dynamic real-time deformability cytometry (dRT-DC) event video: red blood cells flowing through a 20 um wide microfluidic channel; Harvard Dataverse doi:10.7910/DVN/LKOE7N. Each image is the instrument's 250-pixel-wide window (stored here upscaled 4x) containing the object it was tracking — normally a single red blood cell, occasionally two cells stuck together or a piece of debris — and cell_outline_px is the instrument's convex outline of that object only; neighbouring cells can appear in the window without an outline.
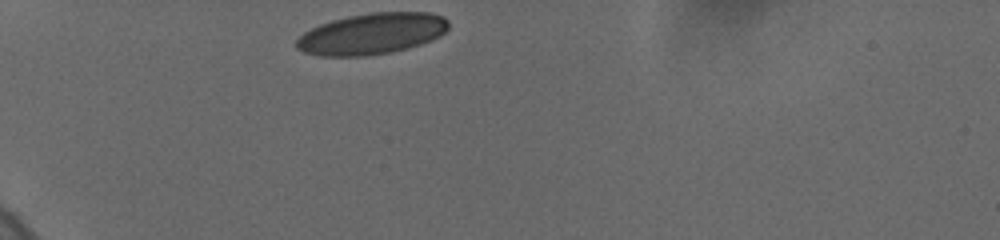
{"species": "human", "species_latin": "Homo sapiens", "temperature_condition": "cold", "stored_images_in_passage": 39, "camera_frame_rate_fps": 3000, "um_per_image_px": 0.085, "donor": {"sex": "female"}, "frame": {"image": 1, "passage_image": 1, "time_ms": 0.0, "image_size_px": [1000, 240], "cell_outline_px": [[448, 28], [440, 36], [432, 40], [408, 48], [392, 52], [368, 56], [320, 56], [304, 52], [296, 48], [296, 40], [304, 32], [320, 24], [332, 20], [348, 16], [368, 12], [432, 12], [444, 16], [448, 20]], "centroid_in_image_um": [31.62, 2.86], "position_along_channel_um": 53.4, "area_um2": 36.76}}
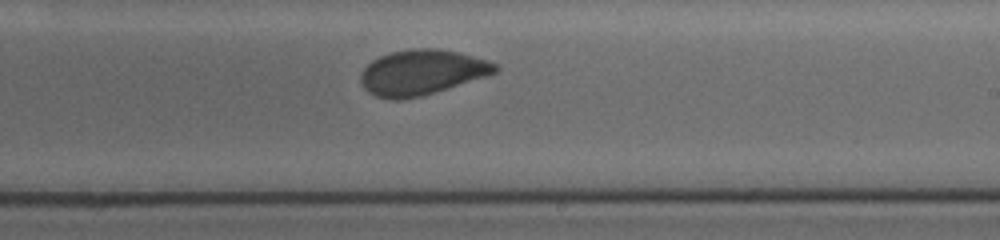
{"frame": {"image": 2, "passage_image": 20, "time_ms": 6.333, "image_size_px": [1000, 240], "cell_outline_px": [[500, 68], [496, 72], [488, 76], [436, 92], [420, 96], [400, 100], [392, 100], [376, 96], [368, 92], [360, 84], [360, 76], [364, 68], [372, 60], [380, 56], [392, 52], [416, 48], [436, 48], [460, 52], [488, 60], [496, 64]], "centroid_in_image_um": [35.87, 6.15], "position_along_channel_um": 253.1, "area_um2": 35.6}}
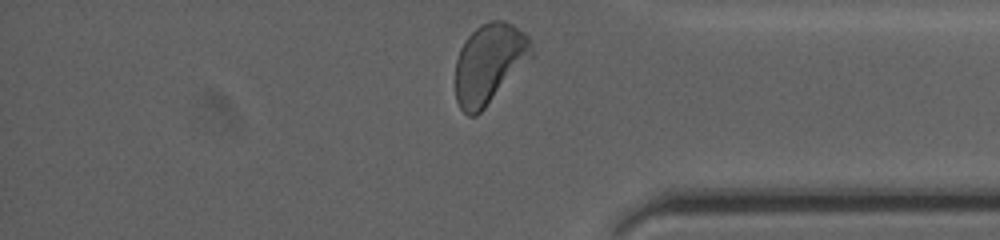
{"frame": {"image": 3, "passage_image": 39, "time_ms": 10.333, "image_size_px": [1000, 240], "cell_outline_px": [[536, 56], [476, 116], [468, 116], [460, 108], [456, 100], [456, 60], [460, 48], [468, 36], [480, 24], [492, 20], [504, 20], [512, 24], [524, 32], [528, 36]], "centroid_in_image_um": [41.63, 5.39], "position_along_channel_um": 393.6, "area_um2": 35.89}, "authors_computed_cell_mechanics": {"area_um2": 35.547, "velocity_mm_per_s": 3.6804, "shape_relaxation_time_tau1_ms": 3.3348, "shape_relaxation_time_tau2_ms": 1.064, "deformation_change_tau1": 0.1189, "deformation_change_tau2": 0.0523}}